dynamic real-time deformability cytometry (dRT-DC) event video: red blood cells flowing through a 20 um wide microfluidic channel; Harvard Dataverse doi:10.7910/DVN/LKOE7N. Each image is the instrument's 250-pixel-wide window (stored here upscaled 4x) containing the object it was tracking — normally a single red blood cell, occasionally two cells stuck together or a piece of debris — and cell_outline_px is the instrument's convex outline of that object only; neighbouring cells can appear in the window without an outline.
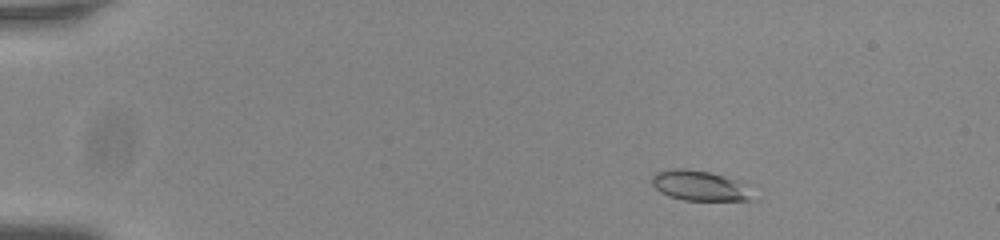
{"species": "common noctule bat (a hibernating species)", "species_latin": "Nyctalus noctula", "temperature_condition": "room temperature", "stored_images_in_passage": 54, "camera_frame_rate_fps": 3000, "um_per_image_px": 0.085, "animal": {"sex": "male", "body_mass_g": 20.0, "forearm_length_mm": 53.3}, "frame": {"image": 1, "passage_image": 8, "time_ms": 2.333, "image_size_px": [1000, 240], "cell_outline_px": [[756, 200], [684, 200], [668, 196], [660, 192], [652, 184], [652, 176], [656, 172], [676, 168], [684, 168], [708, 172], [724, 176], [736, 180]], "centroid_in_image_um": [59.38, 15.78], "position_along_channel_um": 25.6, "area_um2": 17.22}}
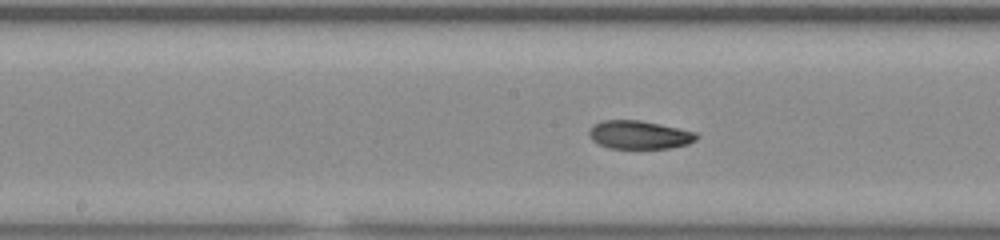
{"frame": {"image": 2, "passage_image": 29, "time_ms": 9.333, "image_size_px": [1000, 240], "cell_outline_px": [[700, 136], [696, 140], [688, 144], [668, 148], [608, 148], [592, 140], [588, 132], [592, 124], [604, 120], [640, 120], [660, 124], [696, 132]], "centroid_in_image_um": [54.34, 11.45], "position_along_channel_um": 193.9, "area_um2": 17.74}}
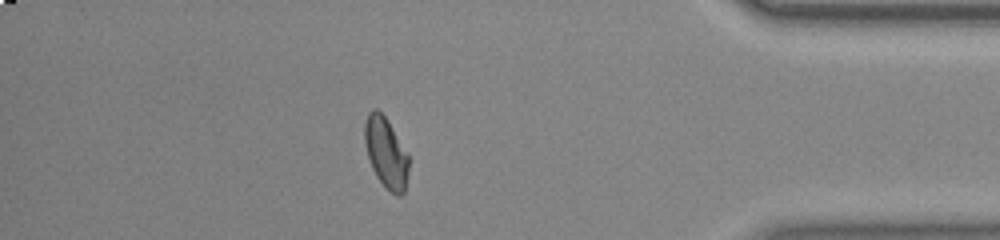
{"frame": {"image": 3, "passage_image": 48, "time_ms": 15.667, "image_size_px": [1000, 240], "cell_outline_px": [[408, 172], [404, 192], [400, 196], [396, 196], [376, 176], [372, 168], [364, 144], [364, 124], [368, 112], [372, 108], [376, 108], [388, 120], [408, 156]], "centroid_in_image_um": [32.78, 12.94], "position_along_channel_um": 402.4, "area_um2": 17.86}, "authors_computed_cell_mechanics": {"area_um2": 17.8891, "velocity_mm_per_s": 3.7794, "shape_relaxation_time_tau1_ms": 6.0807, "shape_relaxation_time_tau2_ms": 1.7362, "deformation_change_tau1": 0.1742, "deformation_change_tau2": 0.0655}}